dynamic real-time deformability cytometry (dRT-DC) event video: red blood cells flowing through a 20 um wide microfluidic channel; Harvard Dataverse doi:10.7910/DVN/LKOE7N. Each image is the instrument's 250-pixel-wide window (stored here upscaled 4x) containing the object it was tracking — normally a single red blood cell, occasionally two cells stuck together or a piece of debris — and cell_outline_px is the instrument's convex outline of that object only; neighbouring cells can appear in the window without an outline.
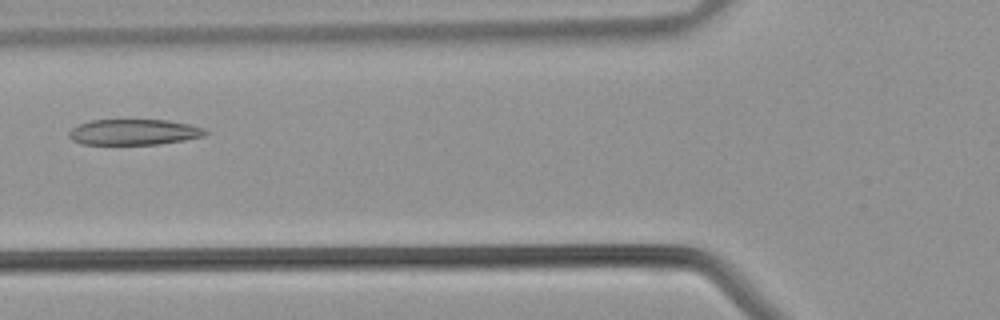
{"species": "common noctule bat (a hibernating species)", "species_latin": "Nyctalus noctula", "temperature_condition": "warm", "stored_images_in_passage": 39, "segment_of_instrument_passage": [1, 2], "camera_frame_rate_fps": 3000, "um_per_image_px": 0.085, "animal": {"sex": "male", "body_mass_g": 21.5, "forearm_length_mm": 52.0}, "frame": {"image": 1, "passage_image": 12, "time_ms": 3.667, "image_size_px": [1000, 320], "cell_outline_px": [[208, 132], [204, 136], [184, 140], [160, 144], [80, 144], [72, 140], [68, 136], [68, 132], [72, 128], [80, 124], [92, 120], [168, 120], [188, 124], [204, 128]], "centroid_in_image_um": [11.37, 11.23], "position_along_channel_um": 114.4, "area_um2": 20.4}}
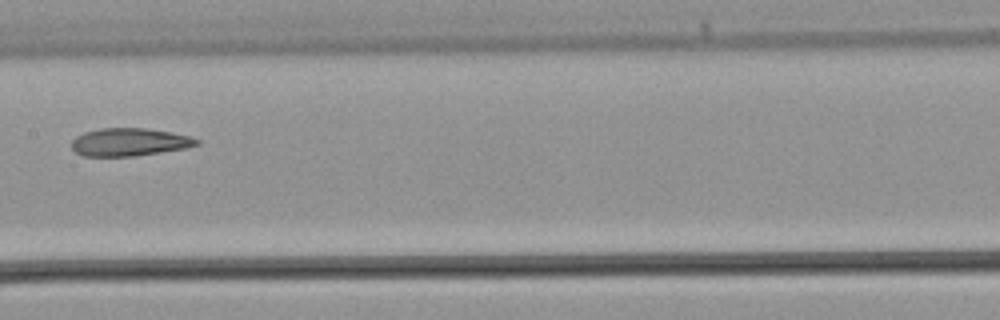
{"frame": {"image": 2, "passage_image": 17, "time_ms": 5.333, "image_size_px": [1000, 320], "cell_outline_px": [[200, 144], [188, 148], [136, 156], [84, 156], [76, 152], [72, 148], [72, 140], [76, 136], [84, 132], [100, 128], [144, 128], [172, 132], [192, 136], [200, 140]], "centroid_in_image_um": [11.05, 12.07], "position_along_channel_um": 196.4, "area_um2": 20.52}}
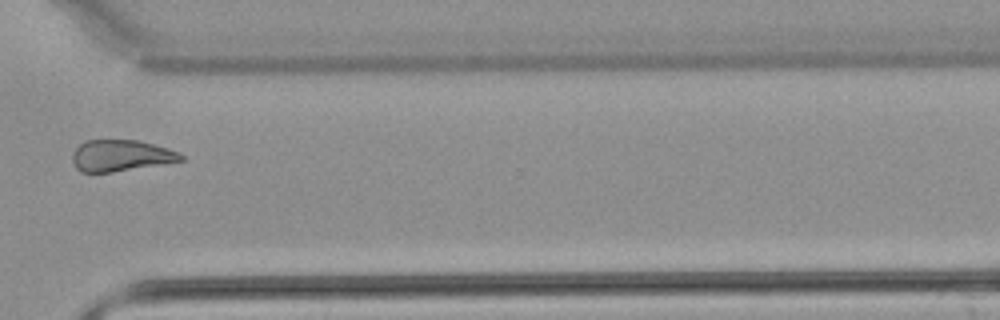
{"frame": {"image": 3, "passage_image": 27, "time_ms": 8.667, "image_size_px": [1000, 320], "cell_outline_px": [[184, 160], [112, 172], [80, 172], [76, 168], [72, 160], [72, 152], [84, 140], [140, 140], [168, 148], [184, 156]], "centroid_in_image_um": [10.24, 13.22], "position_along_channel_um": 360.4, "area_um2": 19.77}}